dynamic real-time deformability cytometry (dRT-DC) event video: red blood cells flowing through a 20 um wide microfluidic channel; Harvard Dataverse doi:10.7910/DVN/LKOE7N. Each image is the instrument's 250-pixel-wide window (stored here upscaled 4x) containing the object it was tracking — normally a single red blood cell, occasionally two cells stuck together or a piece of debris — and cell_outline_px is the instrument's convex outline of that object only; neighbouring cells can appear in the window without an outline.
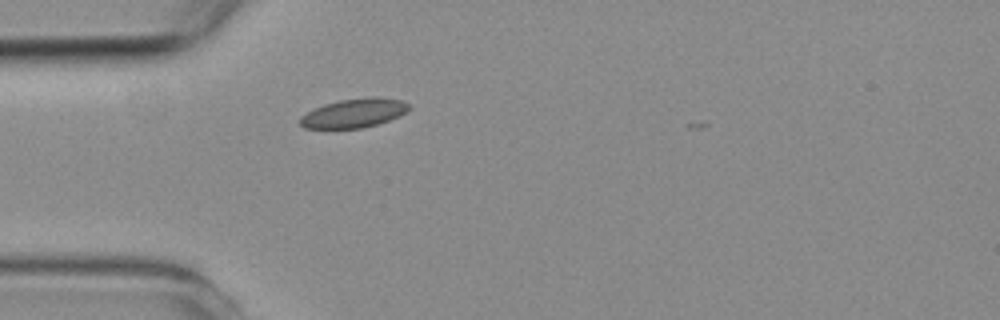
{"species": "common noctule bat (a hibernating species)", "species_latin": "Nyctalus noctula", "temperature_condition": "room temperature", "stored_images_in_passage": 4, "camera_frame_rate_fps": 3000, "um_per_image_px": 0.085, "animal": {"sex": "female", "body_mass_g": 19.3, "forearm_length_mm": 54.1}, "frame": {"image": 1, "passage_image": 4, "time_ms": 3.333, "image_size_px": [1000, 320], "cell_outline_px": [[408, 108], [404, 112], [388, 120], [376, 124], [360, 128], [304, 128], [300, 124], [300, 116], [324, 104], [340, 100], [368, 96], [376, 96], [404, 100], [408, 104]], "centroid_in_image_um": [30.07, 9.59], "position_along_channel_um": 54.9, "area_um2": 18.15}}